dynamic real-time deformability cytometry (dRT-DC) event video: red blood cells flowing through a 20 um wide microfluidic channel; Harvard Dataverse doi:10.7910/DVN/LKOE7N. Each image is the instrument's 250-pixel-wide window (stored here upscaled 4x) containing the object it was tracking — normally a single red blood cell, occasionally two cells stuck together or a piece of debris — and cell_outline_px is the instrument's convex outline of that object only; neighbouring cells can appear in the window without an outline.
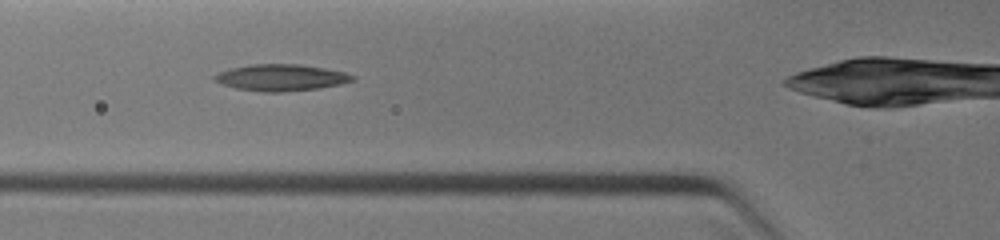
{"species": "common noctule bat (a hibernating species)", "species_latin": "Nyctalus noctula", "temperature_condition": "warm", "stored_images_in_passage": 16, "camera_frame_rate_fps": 3000, "um_per_image_px": 0.085, "animal": {"sex": "female", "body_mass_g": 19.0, "forearm_length_mm": 51.5}, "frame": {"image": 1, "passage_image": 4, "time_ms": 1.667, "image_size_px": [1000, 240], "cell_outline_px": [[356, 80], [340, 84], [320, 88], [280, 92], [264, 92], [236, 88], [220, 84], [212, 80], [212, 76], [216, 72], [228, 68], [248, 64], [300, 64], [324, 68], [344, 72], [356, 76]], "centroid_in_image_um": [23.83, 6.59], "position_along_channel_um": 102.0, "area_um2": 21.68}}
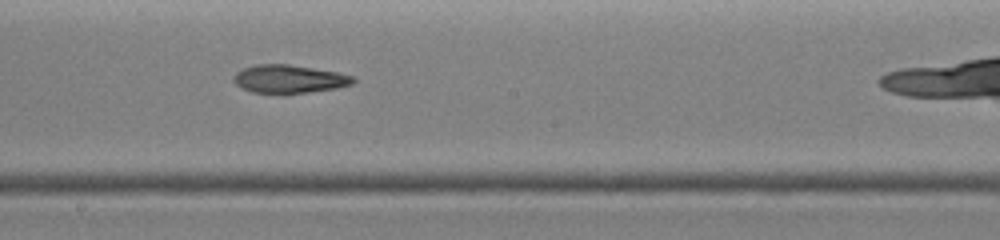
{"frame": {"image": 2, "passage_image": 8, "time_ms": 4.0, "image_size_px": [1000, 240], "cell_outline_px": [[356, 80], [352, 84], [336, 88], [284, 96], [276, 96], [252, 92], [240, 88], [232, 80], [236, 72], [244, 68], [256, 64], [288, 64], [336, 72], [356, 76]], "centroid_in_image_um": [24.54, 6.76], "position_along_channel_um": 223.7, "area_um2": 20.35}}
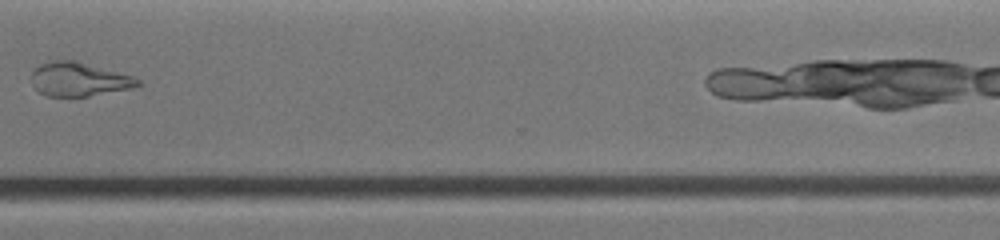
{"frame": {"image": 3, "passage_image": 13, "time_ms": 6.667, "image_size_px": [1000, 240], "cell_outline_px": [[140, 84], [128, 88], [88, 96], [48, 96], [40, 92], [36, 88], [32, 76], [32, 72], [40, 64], [52, 60], [76, 60], [136, 76], [140, 80]], "centroid_in_image_um": [6.73, 6.71], "position_along_channel_um": 363.9, "area_um2": 20.75}}